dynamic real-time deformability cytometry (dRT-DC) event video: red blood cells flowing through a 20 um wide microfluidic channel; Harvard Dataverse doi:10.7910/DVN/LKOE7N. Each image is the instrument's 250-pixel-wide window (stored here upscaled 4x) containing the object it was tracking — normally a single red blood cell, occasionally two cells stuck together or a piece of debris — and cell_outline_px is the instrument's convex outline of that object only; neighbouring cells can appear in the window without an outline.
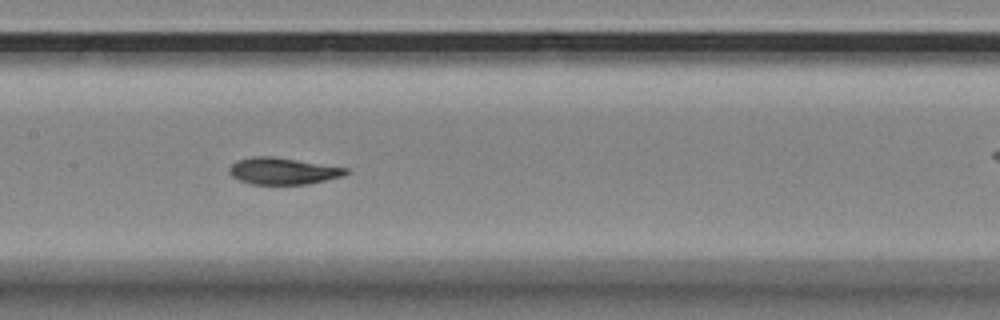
{"species": "Egyptian fruit bat (a non-hibernating species)", "species_latin": "Rousettus aegyptiacus", "temperature_condition": "room temperature", "stored_images_in_passage": 8, "camera_frame_rate_fps": 3000, "um_per_image_px": 0.085, "animal": {"sex": "female"}, "frame": {"image": 1, "passage_image": 5, "time_ms": 4.667, "image_size_px": [1000, 320], "cell_outline_px": [[348, 172], [344, 176], [308, 184], [252, 184], [240, 180], [232, 176], [228, 172], [228, 168], [236, 160], [252, 156], [272, 156], [348, 168]], "centroid_in_image_um": [24.02, 14.53], "position_along_channel_um": 183.4, "area_um2": 18.15}}
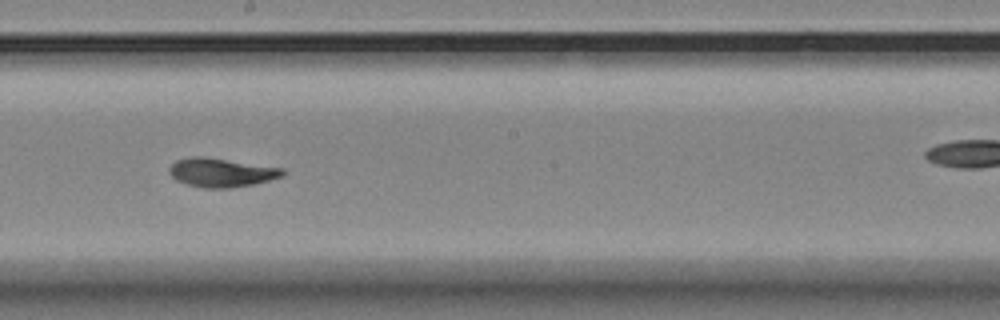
{"frame": {"image": 2, "passage_image": 6, "time_ms": 6.0, "image_size_px": [1000, 320], "cell_outline_px": [[284, 176], [256, 184], [232, 188], [204, 188], [188, 184], [176, 180], [168, 172], [168, 168], [176, 160], [192, 156], [204, 156], [280, 168], [284, 172]], "centroid_in_image_um": [18.78, 14.67], "position_along_channel_um": 229.4, "area_um2": 19.02}}